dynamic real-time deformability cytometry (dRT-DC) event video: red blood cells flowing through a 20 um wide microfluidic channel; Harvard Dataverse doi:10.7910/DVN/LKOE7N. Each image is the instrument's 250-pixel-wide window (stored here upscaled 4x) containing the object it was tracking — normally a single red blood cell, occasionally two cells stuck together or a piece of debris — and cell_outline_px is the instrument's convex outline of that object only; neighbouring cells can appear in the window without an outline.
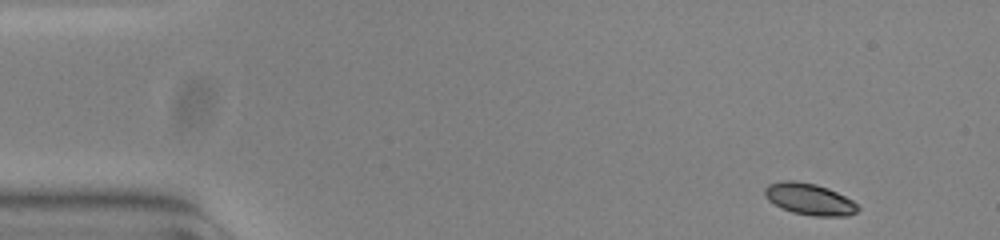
{"species": "common noctule bat (a hibernating species)", "species_latin": "Nyctalus noctula", "temperature_condition": "warm", "stored_images_in_passage": 52, "segment_of_instrument_passage": [1, 2], "camera_frame_rate_fps": 3000, "um_per_image_px": 0.085, "animal": {"sex": "female", "body_mass_g": 23.0, "forearm_length_mm": 53.4}, "frame": {"image": 1, "passage_image": 1, "time_ms": 0.0, "image_size_px": [1000, 240], "cell_outline_px": [[860, 208], [856, 212], [848, 216], [812, 216], [792, 212], [768, 200], [764, 196], [764, 188], [768, 184], [780, 180], [792, 180], [816, 184], [828, 188], [852, 200]], "centroid_in_image_um": [68.78, 16.92], "position_along_channel_um": 16.2, "area_um2": 17.11}}
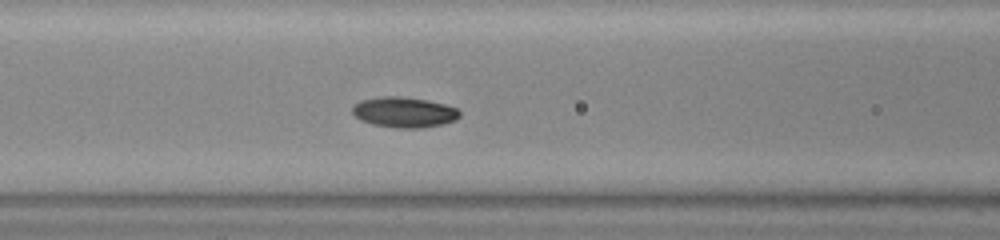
{"frame": {"image": 2, "passage_image": 19, "time_ms": 6.0, "image_size_px": [1000, 240], "cell_outline_px": [[460, 116], [456, 120], [444, 124], [420, 128], [396, 128], [372, 124], [360, 120], [352, 112], [352, 108], [360, 100], [384, 96], [400, 96], [428, 100], [444, 104], [456, 108], [460, 112]], "centroid_in_image_um": [34.36, 9.54], "position_along_channel_um": 132.2, "area_um2": 19.07}}
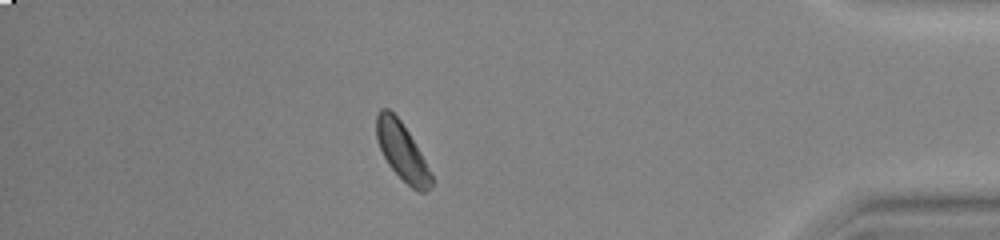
{"frame": {"image": 3, "passage_image": 44, "time_ms": 14.333, "image_size_px": [1000, 240], "cell_outline_px": [[432, 188], [424, 192], [420, 192], [412, 188], [388, 164], [380, 148], [376, 136], [376, 116], [380, 108], [388, 108], [400, 120], [408, 132], [420, 152], [432, 176]], "centroid_in_image_um": [34.16, 12.86], "position_along_channel_um": 401.0, "area_um2": 17.98}}